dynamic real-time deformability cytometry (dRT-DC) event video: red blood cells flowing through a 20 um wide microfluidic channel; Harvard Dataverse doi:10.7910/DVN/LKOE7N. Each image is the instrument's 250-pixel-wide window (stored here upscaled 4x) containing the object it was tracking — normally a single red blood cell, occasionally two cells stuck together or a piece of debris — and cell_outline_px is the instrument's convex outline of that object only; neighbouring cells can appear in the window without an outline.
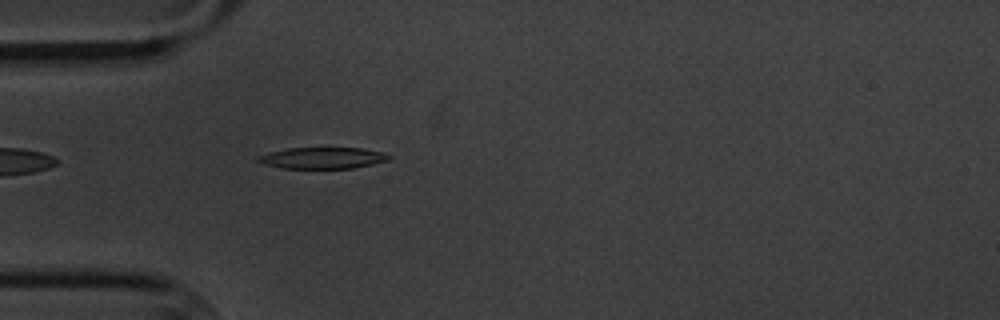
{"species": "common noctule bat (a hibernating species)", "species_latin": "Nyctalus noctula", "temperature_condition": "cold", "stored_images_in_passage": 1, "camera_frame_rate_fps": 3000, "um_per_image_px": 0.085, "animal": {"sex": "male", "body_mass_g": 20.1, "forearm_length_mm": 53.5}, "frame": {"image": 1, "passage_image": 1, "time_ms": 0.0, "image_size_px": [1000, 320], "cell_outline_px": [[392, 156], [388, 160], [372, 164], [352, 168], [280, 168], [264, 164], [256, 160], [256, 156], [268, 152], [288, 148], [364, 148], [384, 152]], "centroid_in_image_um": [27.4, 13.42], "position_along_channel_um": 57.6, "area_um2": 16.36}}